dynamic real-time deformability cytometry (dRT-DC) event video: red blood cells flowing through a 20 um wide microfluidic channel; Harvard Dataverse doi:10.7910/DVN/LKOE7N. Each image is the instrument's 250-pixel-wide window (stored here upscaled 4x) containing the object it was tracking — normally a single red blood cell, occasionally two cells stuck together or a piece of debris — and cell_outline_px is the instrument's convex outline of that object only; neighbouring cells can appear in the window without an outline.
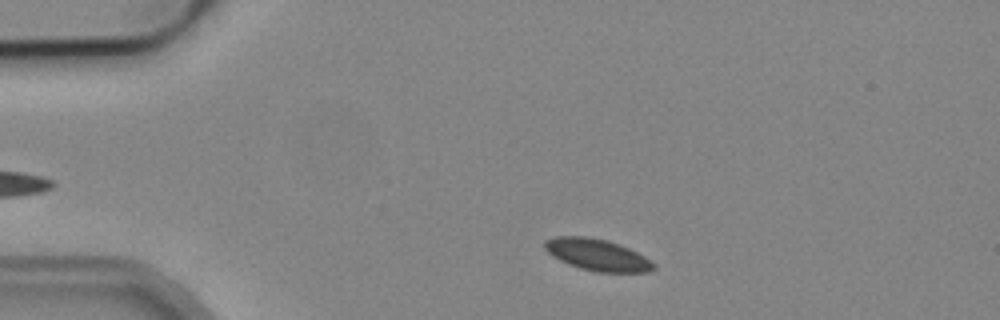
{"species": "common noctule bat (a hibernating species)", "species_latin": "Nyctalus noctula", "temperature_condition": "cold", "stored_images_in_passage": 41, "camera_frame_rate_fps": 3000, "um_per_image_px": 0.085, "animal": {"sex": "male", "body_mass_g": 19.2, "forearm_length_mm": 51.8}, "frame": {"image": 1, "passage_image": 5, "time_ms": 1.333, "image_size_px": [1000, 320], "cell_outline_px": [[656, 268], [648, 272], [596, 272], [580, 268], [568, 264], [552, 256], [544, 248], [544, 240], [552, 236], [588, 236], [608, 240], [620, 244], [652, 260], [656, 264]], "centroid_in_image_um": [50.76, 21.65], "position_along_channel_um": 34.2, "area_um2": 20.35}}
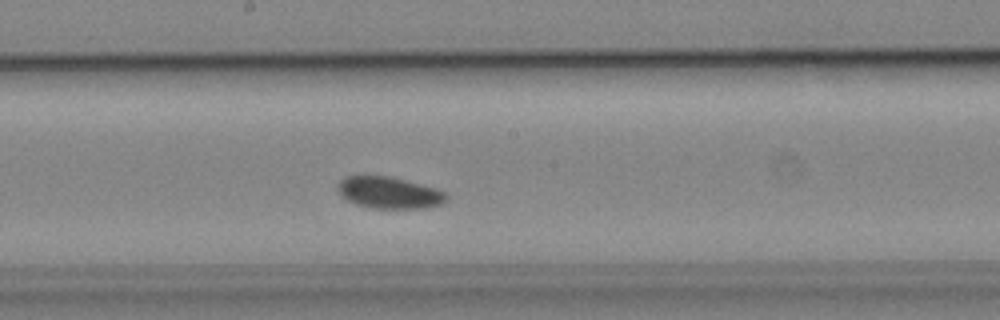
{"frame": {"image": 2, "passage_image": 23, "time_ms": 7.333, "image_size_px": [1000, 320], "cell_outline_px": [[448, 200], [440, 204], [424, 208], [372, 208], [356, 204], [348, 200], [336, 188], [340, 180], [348, 176], [388, 176], [436, 188], [444, 192], [448, 196]], "centroid_in_image_um": [33.09, 16.38], "position_along_channel_um": 215.1, "area_um2": 19.77}}
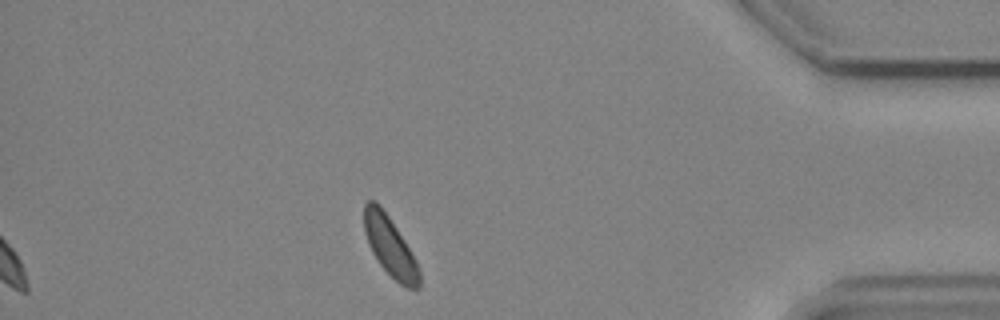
{"frame": {"image": 3, "passage_image": 41, "time_ms": 13.333, "image_size_px": [1000, 320], "cell_outline_px": [[420, 288], [416, 292], [400, 284], [380, 264], [372, 252], [368, 244], [364, 232], [364, 204], [368, 200], [376, 200], [380, 204], [404, 240], [416, 260], [420, 272]], "centroid_in_image_um": [33.16, 20.96], "position_along_channel_um": 402.0, "area_um2": 19.13}}